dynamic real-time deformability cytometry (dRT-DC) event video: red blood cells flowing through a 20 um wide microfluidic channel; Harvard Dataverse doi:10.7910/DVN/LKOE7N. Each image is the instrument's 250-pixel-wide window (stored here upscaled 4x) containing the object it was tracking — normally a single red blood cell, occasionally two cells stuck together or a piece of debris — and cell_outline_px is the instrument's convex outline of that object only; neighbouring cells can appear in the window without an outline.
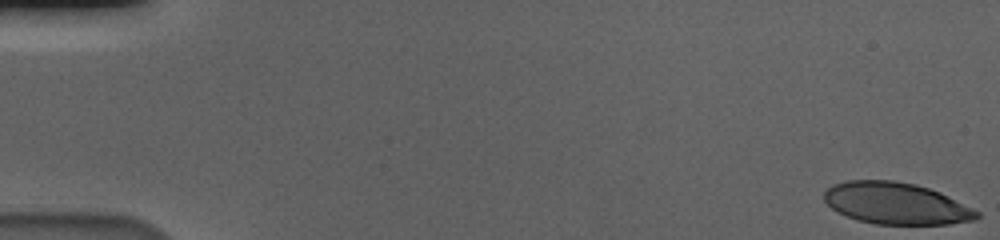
{"species": "human", "species_latin": "Homo sapiens", "temperature_condition": "cold", "stored_images_in_passage": 58, "camera_frame_rate_fps": 3000, "um_per_image_px": 0.085, "donor": {"sex": "male"}, "frame": {"image": 1, "passage_image": 1, "time_ms": 0.0, "image_size_px": [1000, 240], "cell_outline_px": [[980, 216], [976, 220], [948, 224], [876, 224], [856, 220], [836, 212], [824, 200], [824, 192], [832, 184], [848, 180], [892, 180], [916, 184], [940, 192], [980, 212]], "centroid_in_image_um": [76.15, 17.29], "position_along_channel_um": 8.8, "area_um2": 37.22}}
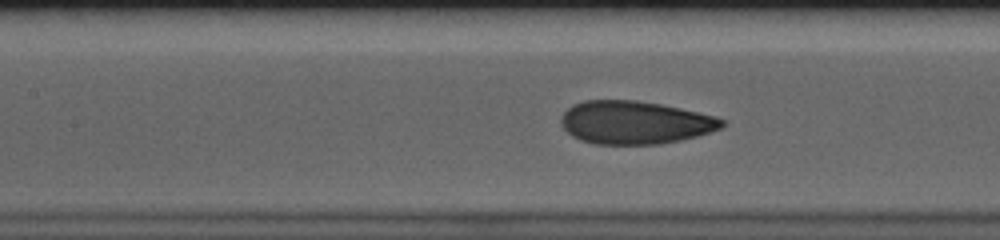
{"frame": {"image": 2, "passage_image": 27, "time_ms": 8.667, "image_size_px": [1000, 240], "cell_outline_px": [[724, 124], [720, 128], [696, 136], [680, 140], [660, 144], [596, 144], [580, 140], [572, 136], [560, 124], [560, 116], [572, 104], [584, 100], [636, 100], [660, 104], [680, 108], [716, 116], [724, 120]], "centroid_in_image_um": [53.92, 10.4], "position_along_channel_um": 153.5, "area_um2": 40.34}}
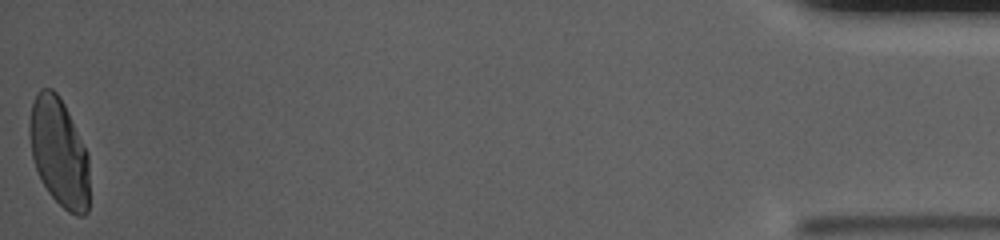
{"frame": {"image": 3, "passage_image": 58, "time_ms": 19.0, "image_size_px": [1000, 240], "cell_outline_px": [[88, 212], [84, 216], [76, 216], [68, 212], [48, 192], [36, 168], [32, 156], [28, 132], [28, 124], [32, 104], [40, 88], [52, 88], [60, 96], [88, 152]], "centroid_in_image_um": [5.02, 12.94], "position_along_channel_um": 430.2, "area_um2": 37.8}, "authors_computed_cell_mechanics": {"area_um2": 39.5641, "velocity_mm_per_s": 3.5773, "shape_relaxation_time_tau1_ms": 4.9303, "shape_relaxation_time_tau2_ms": null, "deformation_change_tau1": 0.1774, "deformation_change_tau2": null}}